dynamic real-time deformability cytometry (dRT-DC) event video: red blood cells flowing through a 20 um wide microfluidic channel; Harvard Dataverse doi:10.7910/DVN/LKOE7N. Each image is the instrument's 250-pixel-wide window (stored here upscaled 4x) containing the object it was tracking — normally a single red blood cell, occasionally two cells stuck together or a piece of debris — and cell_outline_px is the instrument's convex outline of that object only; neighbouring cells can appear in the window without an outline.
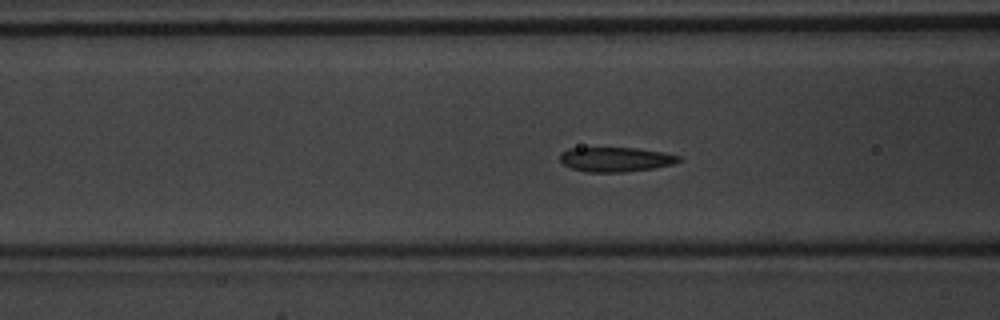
{"species": "common noctule bat (a hibernating species)", "species_latin": "Nyctalus noctula", "temperature_condition": "warm", "stored_images_in_passage": 41, "camera_frame_rate_fps": 3000, "um_per_image_px": 0.085, "animal": {"sex": "male", "body_mass_g": 20.1, "forearm_length_mm": 53.5}, "frame": {"image": 1, "passage_image": 11, "time_ms": 3.333, "image_size_px": [1000, 320], "cell_outline_px": [[680, 160], [672, 164], [652, 168], [624, 172], [588, 172], [572, 168], [564, 164], [560, 160], [560, 152], [568, 148], [636, 148], [664, 152], [680, 156]], "centroid_in_image_um": [52.31, 13.54], "position_along_channel_um": 114.3, "area_um2": 16.88}}
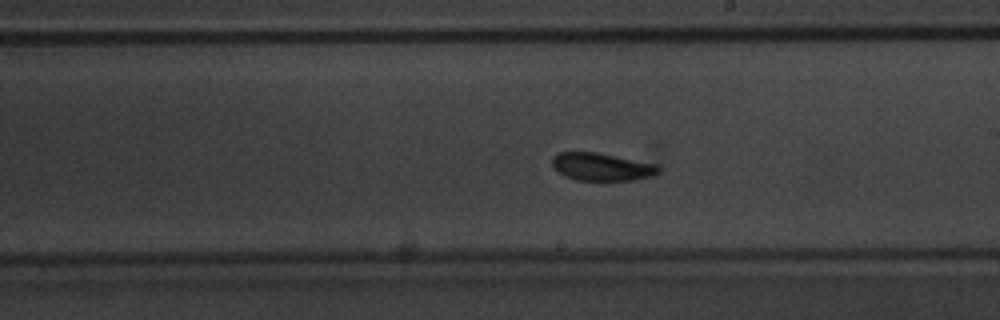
{"frame": {"image": 2, "passage_image": 20, "time_ms": 6.333, "image_size_px": [1000, 320], "cell_outline_px": [[660, 172], [652, 176], [636, 180], [576, 180], [564, 176], [556, 172], [552, 168], [552, 156], [560, 152], [596, 152], [656, 164], [660, 168]], "centroid_in_image_um": [51.11, 14.18], "position_along_channel_um": 237.9, "area_um2": 17.34}}
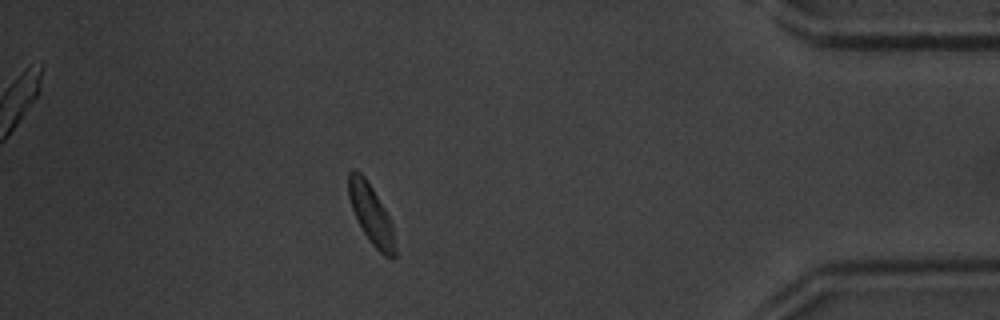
{"frame": {"image": 3, "passage_image": 35, "time_ms": 11.333, "image_size_px": [1000, 320], "cell_outline_px": [[396, 256], [392, 260], [384, 256], [372, 244], [364, 232], [352, 208], [348, 196], [348, 172], [352, 168], [356, 168], [364, 176], [372, 188], [384, 208], [392, 224], [396, 248]], "centroid_in_image_um": [31.55, 18.21], "position_along_channel_um": 403.7, "area_um2": 16.01}, "authors_computed_cell_mechanics": {"area_um2": 16.8776, "velocity_mm_per_s": 4.1253, "shape_relaxation_time_tau1_ms": 2.0359, "shape_relaxation_time_tau2_ms": 1.6546, "deformation_change_tau1": 0.1011, "deformation_change_tau2": 0.0591}}